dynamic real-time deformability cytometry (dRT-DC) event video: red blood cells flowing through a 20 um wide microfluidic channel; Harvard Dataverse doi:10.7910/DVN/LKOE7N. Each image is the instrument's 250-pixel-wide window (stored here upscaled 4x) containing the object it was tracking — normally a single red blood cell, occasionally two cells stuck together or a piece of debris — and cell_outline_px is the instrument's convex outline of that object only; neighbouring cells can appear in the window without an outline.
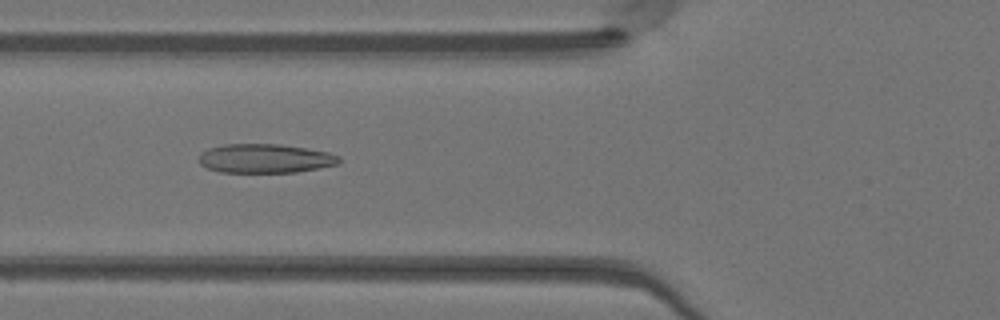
{"species": "Egyptian fruit bat (a non-hibernating species)", "species_latin": "Rousettus aegyptiacus", "temperature_condition": "warm", "stored_images_in_passage": 37, "camera_frame_rate_fps": 3000, "um_per_image_px": 0.085, "animal": {"sex": "female"}, "frame": {"image": 1, "passage_image": 7, "time_ms": 2.0, "image_size_px": [1000, 320], "cell_outline_px": [[340, 164], [320, 168], [296, 172], [220, 172], [208, 168], [200, 164], [196, 160], [200, 152], [208, 148], [224, 144], [280, 144], [308, 148], [328, 152], [340, 156]], "centroid_in_image_um": [22.52, 13.46], "position_along_channel_um": 103.3, "area_um2": 24.04}}
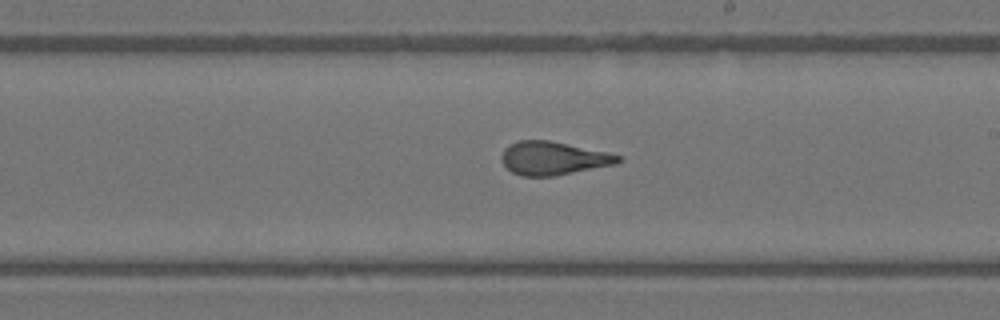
{"frame": {"image": 2, "passage_image": 17, "time_ms": 5.333, "image_size_px": [1000, 320], "cell_outline_px": [[624, 160], [616, 164], [556, 176], [520, 176], [512, 172], [500, 160], [500, 156], [504, 148], [508, 144], [520, 140], [548, 140], [608, 152], [624, 156]], "centroid_in_image_um": [47.04, 13.45], "position_along_channel_um": 242.0, "area_um2": 22.95}}
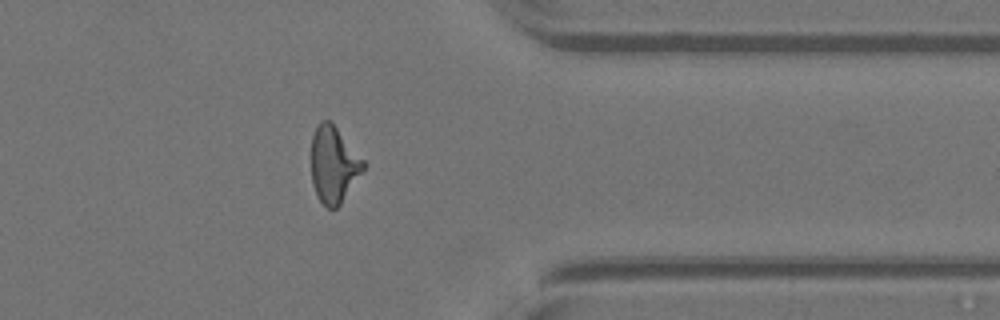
{"frame": {"image": 3, "passage_image": 28, "time_ms": 9.0, "image_size_px": [1000, 320], "cell_outline_px": [[364, 168], [340, 204], [336, 208], [328, 208], [320, 200], [312, 184], [312, 136], [320, 120], [332, 120], [364, 160]], "centroid_in_image_um": [28.35, 13.93], "position_along_channel_um": 383.0, "area_um2": 22.95}, "authors_computed_cell_mechanics": {"area_um2": 22.9466, "velocity_mm_per_s": 4.1607, "shape_relaxation_time_tau1_ms": 4.9829, "shape_relaxation_time_tau2_ms": 1.4092, "deformation_change_tau1": 0.1969, "deformation_change_tau2": 0.1157}}